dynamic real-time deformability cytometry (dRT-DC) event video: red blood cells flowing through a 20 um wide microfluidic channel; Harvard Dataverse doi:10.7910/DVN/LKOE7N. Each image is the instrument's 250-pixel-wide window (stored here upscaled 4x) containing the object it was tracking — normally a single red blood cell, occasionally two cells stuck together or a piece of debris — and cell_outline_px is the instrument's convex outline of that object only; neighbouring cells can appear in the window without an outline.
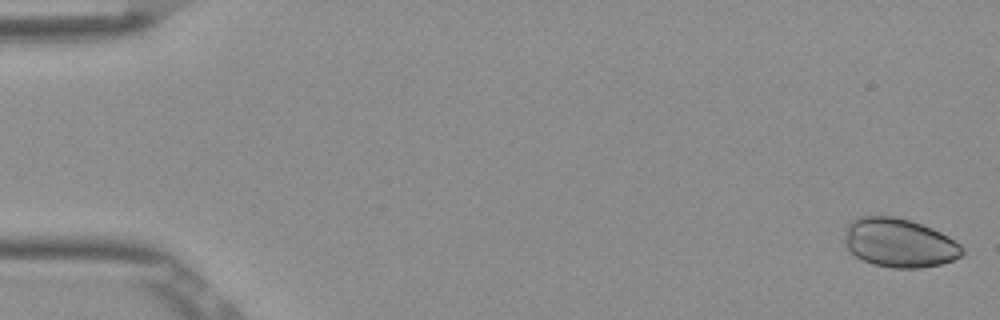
{"species": "Egyptian fruit bat (a non-hibernating species)", "species_latin": "Rousettus aegyptiacus", "temperature_condition": "room temperature", "stored_images_in_passage": 6, "camera_frame_rate_fps": 3000, "um_per_image_px": 0.085, "frame": {"image": 1, "passage_image": 1, "time_ms": 0.0, "image_size_px": [1000, 320], "cell_outline_px": [[964, 252], [960, 256], [952, 260], [940, 264], [920, 268], [892, 268], [872, 264], [856, 256], [844, 244], [844, 228], [852, 220], [860, 216], [896, 216], [912, 220], [932, 228], [948, 236], [960, 244], [964, 248]], "centroid_in_image_um": [76.42, 20.63], "position_along_channel_um": 8.6, "area_um2": 33.76}}